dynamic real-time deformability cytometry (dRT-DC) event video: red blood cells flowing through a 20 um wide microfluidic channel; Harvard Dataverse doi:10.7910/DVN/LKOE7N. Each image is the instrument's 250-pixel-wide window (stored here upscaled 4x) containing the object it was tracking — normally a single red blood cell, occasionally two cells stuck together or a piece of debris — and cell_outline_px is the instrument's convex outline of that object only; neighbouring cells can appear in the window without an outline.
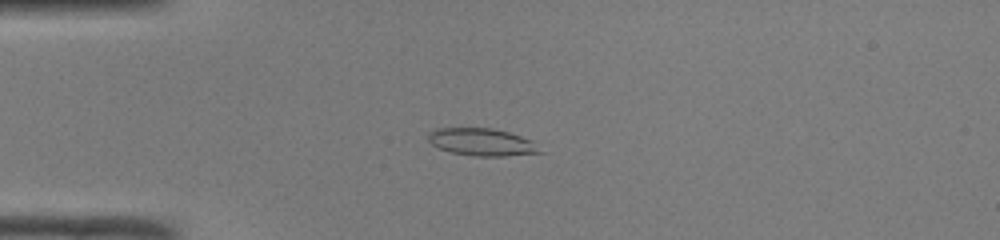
{"species": "common noctule bat (a hibernating species)", "species_latin": "Nyctalus noctula", "temperature_condition": "room temperature", "stored_images_in_passage": 43, "camera_frame_rate_fps": 3000, "um_per_image_px": 0.085, "animal": {"sex": "male", "body_mass_g": 19.0, "forearm_length_mm": 50.8}, "frame": {"image": 1, "passage_image": 6, "time_ms": 1.667, "image_size_px": [1000, 240], "cell_outline_px": [[544, 152], [504, 156], [472, 156], [452, 152], [440, 148], [432, 144], [428, 140], [428, 132], [436, 128], [492, 128], [508, 132], [532, 140]], "centroid_in_image_um": [40.95, 12.07], "position_along_channel_um": 44.0, "area_um2": 17.8}}
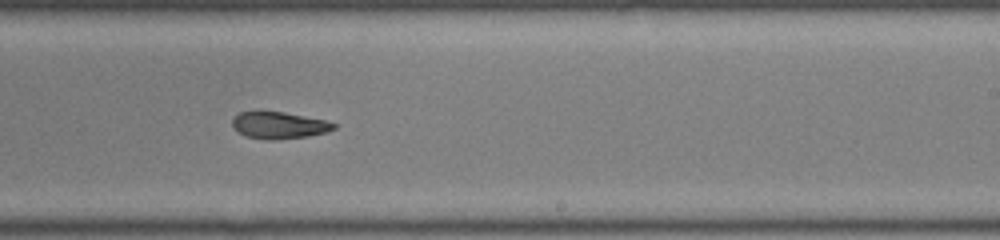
{"frame": {"image": 2, "passage_image": 24, "time_ms": 7.667, "image_size_px": [1000, 240], "cell_outline_px": [[336, 128], [324, 132], [308, 136], [276, 140], [264, 140], [244, 136], [236, 132], [232, 124], [232, 120], [240, 112], [260, 108], [284, 112], [324, 120], [336, 124]], "centroid_in_image_um": [23.62, 10.62], "position_along_channel_um": 265.4, "area_um2": 16.42}}
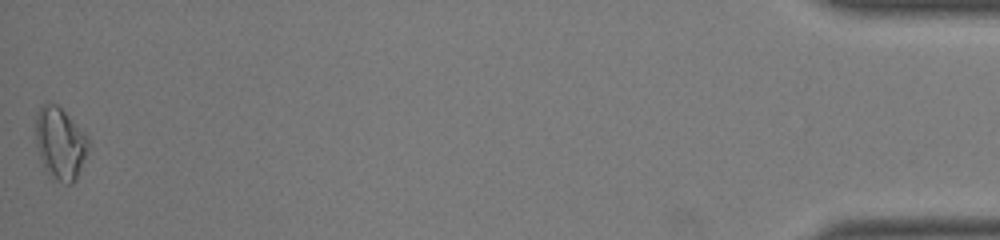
{"frame": {"image": 3, "passage_image": 43, "time_ms": 14.0, "image_size_px": [1000, 240], "cell_outline_px": [[92, 144], [76, 180], [72, 184], [64, 184], [56, 180], [44, 168], [36, 144], [36, 112], [40, 104], [56, 104], [88, 136]], "centroid_in_image_um": [5.15, 12.21], "position_along_channel_um": 430.1, "area_um2": 22.31}, "authors_computed_cell_mechanics": {"area_um2": 17.1666, "velocity_mm_per_s": 4.064, "shape_relaxation_time_tau1_ms": null, "shape_relaxation_time_tau2_ms": 5.0349, "deformation_change_tau1": null, "deformation_change_tau2": 0.107}}